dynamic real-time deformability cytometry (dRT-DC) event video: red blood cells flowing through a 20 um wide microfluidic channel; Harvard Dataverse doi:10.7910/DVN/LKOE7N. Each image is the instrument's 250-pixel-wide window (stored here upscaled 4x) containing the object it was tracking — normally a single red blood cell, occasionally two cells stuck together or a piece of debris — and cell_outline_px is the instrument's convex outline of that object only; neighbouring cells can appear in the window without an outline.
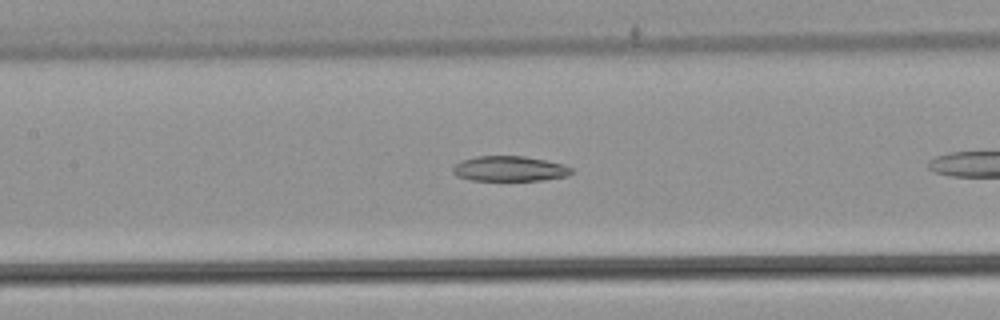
{"species": "common noctule bat (a hibernating species)", "species_latin": "Nyctalus noctula", "temperature_condition": "warm", "stored_images_in_passage": 27, "camera_frame_rate_fps": 3000, "um_per_image_px": 0.085, "animal": {"sex": "male", "body_mass_g": 21.5, "forearm_length_mm": 52.0}, "frame": {"image": 1, "passage_image": 10, "time_ms": 3.0, "image_size_px": [1000, 320], "cell_outline_px": [[572, 172], [568, 176], [544, 180], [468, 180], [456, 176], [452, 172], [452, 168], [460, 160], [476, 156], [524, 156], [564, 164], [572, 168]], "centroid_in_image_um": [43.29, 14.34], "position_along_channel_um": 164.1, "area_um2": 17.51}}
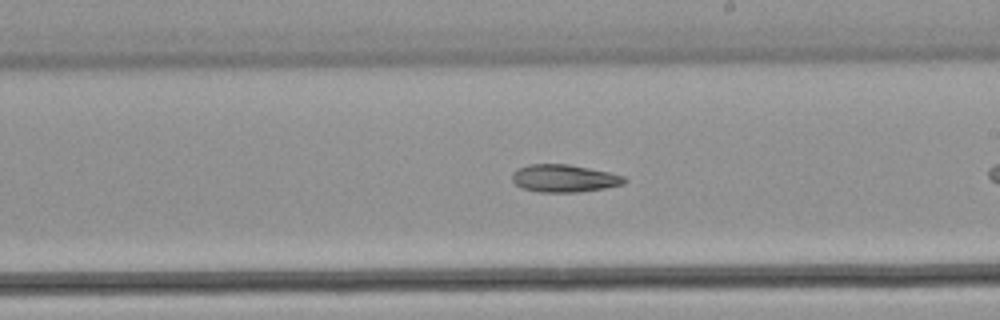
{"frame": {"image": 2, "passage_image": 16, "time_ms": 5.0, "image_size_px": [1000, 320], "cell_outline_px": [[628, 180], [624, 184], [604, 188], [580, 192], [540, 192], [520, 188], [512, 180], [512, 172], [516, 168], [528, 164], [568, 164], [608, 172], [624, 176]], "centroid_in_image_um": [47.92, 15.16], "position_along_channel_um": 241.1, "area_um2": 18.15}}
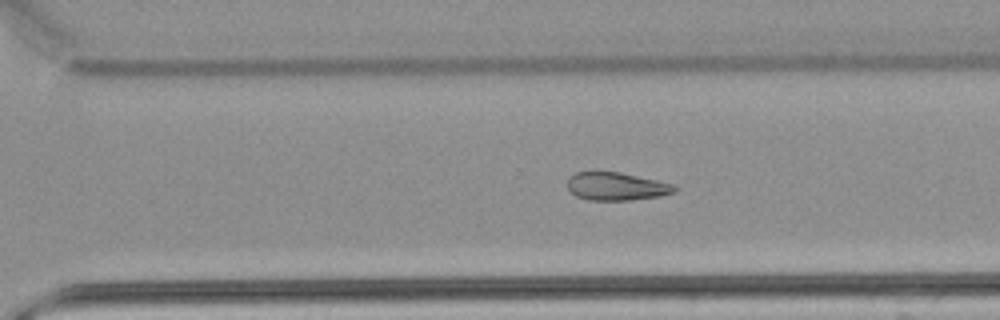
{"frame": {"image": 3, "passage_image": 22, "time_ms": 7.0, "image_size_px": [1000, 320], "cell_outline_px": [[676, 192], [660, 196], [632, 200], [588, 200], [576, 196], [568, 188], [568, 176], [576, 172], [620, 172], [676, 184]], "centroid_in_image_um": [52.42, 15.84], "position_along_channel_um": 318.2, "area_um2": 17.57}}